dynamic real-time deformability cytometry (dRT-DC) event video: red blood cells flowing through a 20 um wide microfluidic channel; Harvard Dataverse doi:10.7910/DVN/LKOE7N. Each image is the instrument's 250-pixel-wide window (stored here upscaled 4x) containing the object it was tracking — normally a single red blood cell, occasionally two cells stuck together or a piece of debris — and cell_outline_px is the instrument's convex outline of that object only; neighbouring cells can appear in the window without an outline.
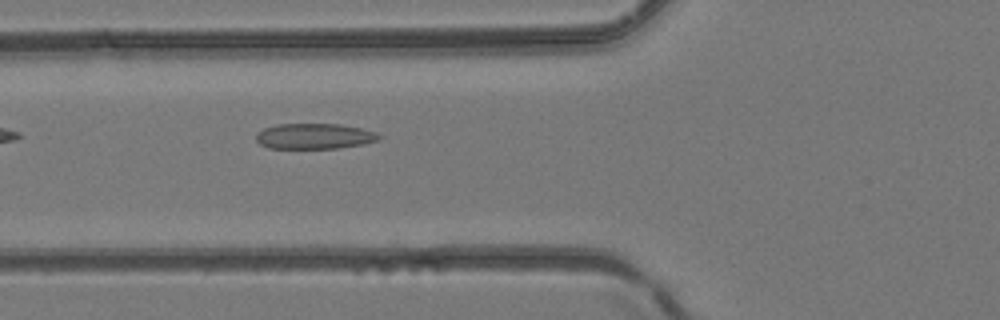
{"species": "common noctule bat (a hibernating species)", "species_latin": "Nyctalus noctula", "temperature_condition": "room temperature", "stored_images_in_passage": 5, "camera_frame_rate_fps": 3000, "um_per_image_px": 0.085, "animal": {"sex": "female", "body_mass_g": 24.6, "forearm_length_mm": 56.2}, "frame": {"image": 1, "passage_image": 5, "time_ms": 1.333, "image_size_px": [1000, 320], "cell_outline_px": [[384, 136], [380, 140], [364, 144], [336, 148], [268, 148], [260, 144], [256, 140], [256, 132], [264, 128], [276, 124], [340, 124], [360, 128], [376, 132]], "centroid_in_image_um": [26.74, 11.57], "position_along_channel_um": 99.1, "area_um2": 18.44}}